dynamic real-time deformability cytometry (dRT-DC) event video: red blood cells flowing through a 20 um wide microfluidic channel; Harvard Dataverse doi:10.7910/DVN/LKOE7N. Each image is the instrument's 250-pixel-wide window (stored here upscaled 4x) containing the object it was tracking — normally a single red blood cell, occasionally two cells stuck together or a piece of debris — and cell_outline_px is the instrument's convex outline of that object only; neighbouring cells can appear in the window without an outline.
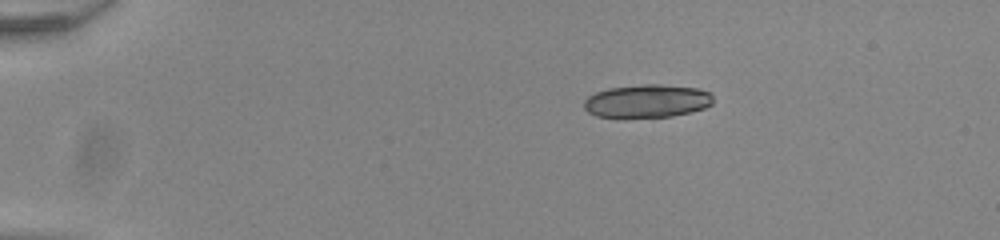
{"species": "common noctule bat (a hibernating species)", "species_latin": "Nyctalus noctula", "temperature_condition": "room temperature", "stored_images_in_passage": 44, "segment_of_instrument_passage": [1, 2], "camera_frame_rate_fps": 3000, "um_per_image_px": 0.085, "animal": {"sex": "male", "body_mass_g": 20.0, "forearm_length_mm": 53.3}, "frame": {"image": 1, "passage_image": 1, "time_ms": 0.0, "image_size_px": [1000, 240], "cell_outline_px": [[712, 104], [704, 108], [672, 116], [596, 116], [588, 112], [584, 108], [584, 100], [588, 96], [596, 92], [608, 88], [644, 84], [660, 84], [696, 88], [712, 92]], "centroid_in_image_um": [55.01, 8.56], "position_along_channel_um": 30.0, "area_um2": 24.57}}
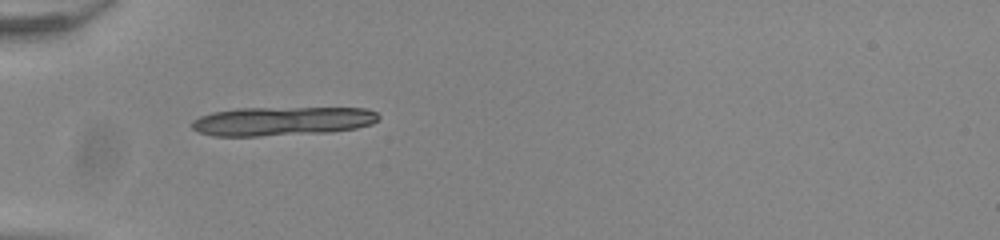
{"frame": {"image": 2, "passage_image": 9, "time_ms": 2.667, "image_size_px": [1000, 240], "cell_outline_px": [[380, 116], [372, 124], [356, 128], [328, 132], [256, 136], [212, 136], [200, 132], [192, 128], [192, 120], [200, 116], [212, 112], [236, 108], [364, 108], [376, 112]], "centroid_in_image_um": [23.95, 10.29], "position_along_channel_um": 61.0, "area_um2": 31.39}}